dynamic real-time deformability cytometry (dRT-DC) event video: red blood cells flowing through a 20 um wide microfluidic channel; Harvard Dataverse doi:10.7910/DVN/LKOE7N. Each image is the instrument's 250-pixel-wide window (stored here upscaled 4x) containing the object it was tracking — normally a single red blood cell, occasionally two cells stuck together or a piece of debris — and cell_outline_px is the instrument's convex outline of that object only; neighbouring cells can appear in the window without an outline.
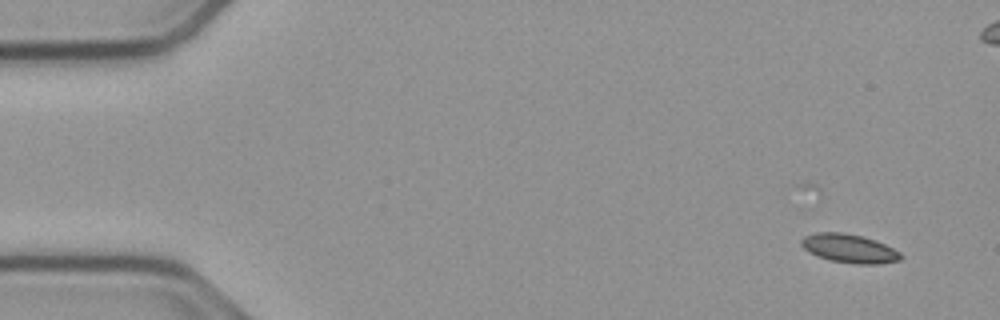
{"species": "common noctule bat (a hibernating species)", "species_latin": "Nyctalus noctula", "temperature_condition": "cold", "stored_images_in_passage": 34, "camera_frame_rate_fps": 3000, "um_per_image_px": 0.085, "animal": {"sex": "male", "body_mass_g": 23.1, "forearm_length_mm": 52.7}, "frame": {"image": 1, "passage_image": 1, "time_ms": 0.0, "image_size_px": [1000, 320], "cell_outline_px": [[904, 256], [900, 260], [876, 264], [860, 264], [828, 260], [816, 256], [808, 252], [800, 244], [800, 240], [804, 236], [816, 232], [844, 232], [864, 236], [884, 244], [900, 252]], "centroid_in_image_um": [72.16, 21.11], "position_along_channel_um": 12.8, "area_um2": 16.76}}
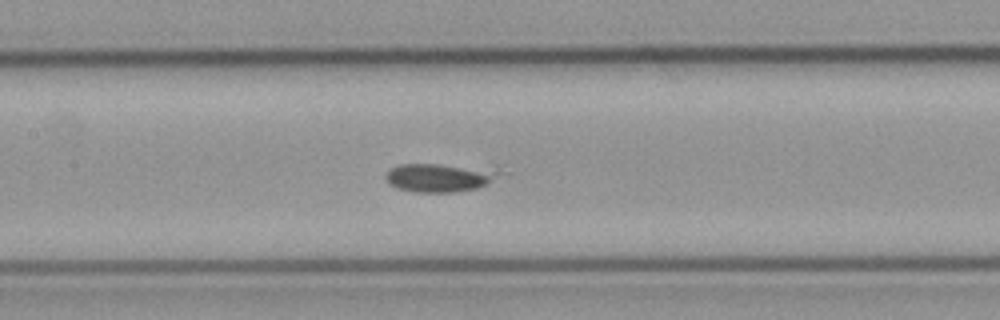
{"frame": {"image": 2, "passage_image": 23, "time_ms": 7.333, "image_size_px": [1000, 320], "cell_outline_px": [[508, 172], [488, 184], [476, 188], [456, 192], [416, 192], [396, 188], [388, 184], [384, 176], [392, 168], [400, 164], [496, 164]], "centroid_in_image_um": [37.62, 15.03], "position_along_channel_um": 169.8, "area_um2": 20.35}}
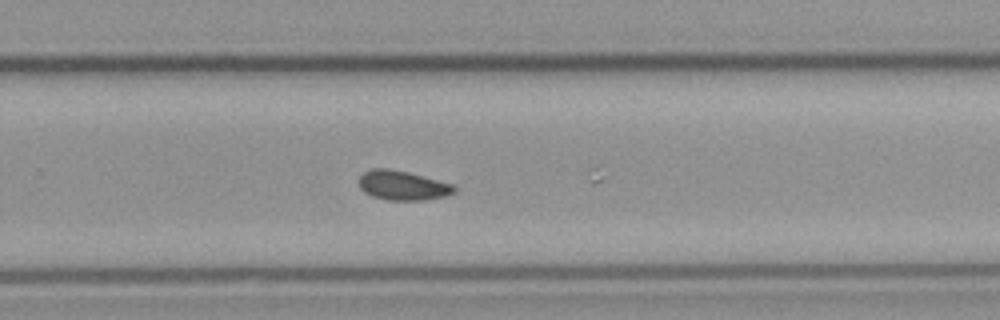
{"frame": {"image": 3, "passage_image": 33, "time_ms": 10.667, "image_size_px": [1000, 320], "cell_outline_px": [[456, 192], [444, 196], [424, 200], [388, 200], [372, 196], [364, 192], [360, 188], [360, 176], [364, 172], [372, 168], [388, 168], [408, 172], [452, 184], [456, 188]], "centroid_in_image_um": [34.21, 15.76], "position_along_channel_um": 295.6, "area_um2": 16.24}}